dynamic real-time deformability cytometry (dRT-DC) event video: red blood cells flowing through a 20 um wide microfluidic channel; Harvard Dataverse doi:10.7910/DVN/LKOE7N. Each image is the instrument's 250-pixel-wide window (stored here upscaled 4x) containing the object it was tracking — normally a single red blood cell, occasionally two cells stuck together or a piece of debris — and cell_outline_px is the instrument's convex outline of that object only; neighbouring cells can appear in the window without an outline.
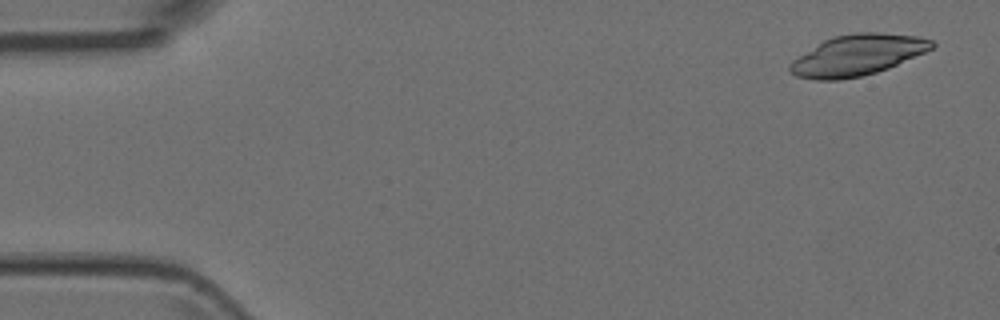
{"species": "Egyptian fruit bat (a non-hibernating species)", "species_latin": "Rousettus aegyptiacus", "temperature_condition": "room temperature", "stored_images_in_passage": 7, "camera_frame_rate_fps": 3000, "um_per_image_px": 0.085, "animal": {"sex": "female"}, "frame": {"image": 1, "passage_image": 1, "time_ms": 0.0, "image_size_px": [1000, 320], "cell_outline_px": [[936, 44], [932, 48], [924, 52], [888, 68], [876, 72], [860, 76], [840, 80], [816, 80], [796, 76], [788, 68], [788, 64], [792, 60], [824, 40], [832, 36], [856, 32], [880, 32], [916, 36], [932, 40]], "centroid_in_image_um": [72.85, 4.68], "position_along_channel_um": 12.1, "area_um2": 33.58}}